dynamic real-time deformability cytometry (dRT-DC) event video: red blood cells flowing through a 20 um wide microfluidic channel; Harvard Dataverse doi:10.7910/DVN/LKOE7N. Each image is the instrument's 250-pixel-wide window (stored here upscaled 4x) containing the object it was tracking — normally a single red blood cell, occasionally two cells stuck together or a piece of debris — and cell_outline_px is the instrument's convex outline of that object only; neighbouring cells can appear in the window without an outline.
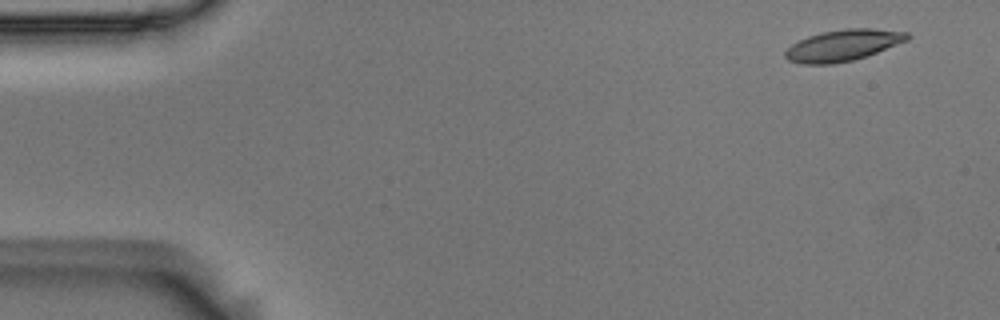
{"species": "Egyptian fruit bat (a non-hibernating species)", "species_latin": "Rousettus aegyptiacus", "temperature_condition": "room temperature", "stored_images_in_passage": 5, "camera_frame_rate_fps": 3000, "um_per_image_px": 0.085, "animal": {"sex": "male"}, "frame": {"image": 1, "passage_image": 1, "time_ms": 0.0, "image_size_px": [1000, 320], "cell_outline_px": [[912, 36], [908, 40], [876, 52], [852, 60], [832, 64], [800, 64], [788, 60], [784, 56], [784, 52], [792, 44], [808, 36], [820, 32], [844, 28], [872, 28], [908, 32]], "centroid_in_image_um": [71.64, 3.84], "position_along_channel_um": 13.4, "area_um2": 22.25}}
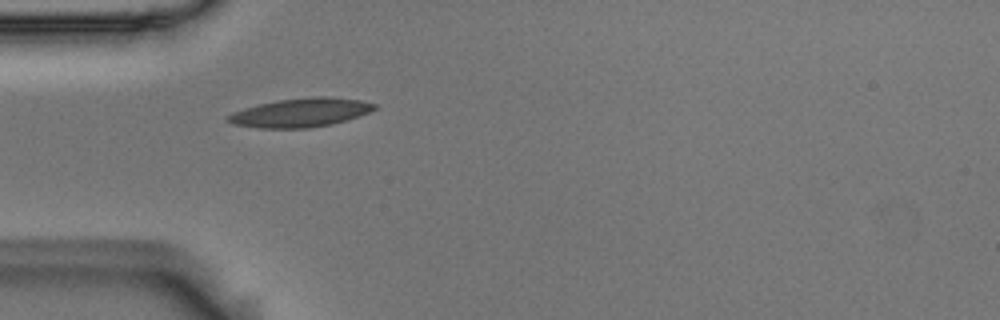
{"frame": {"image": 2, "passage_image": 5, "time_ms": 1.333, "image_size_px": [1000, 320], "cell_outline_px": [[380, 108], [360, 116], [348, 120], [332, 124], [308, 128], [260, 128], [232, 124], [224, 120], [232, 112], [244, 108], [276, 100], [316, 96], [332, 96], [360, 100], [376, 104]], "centroid_in_image_um": [25.59, 9.57], "position_along_channel_um": 59.4, "area_um2": 24.91}}